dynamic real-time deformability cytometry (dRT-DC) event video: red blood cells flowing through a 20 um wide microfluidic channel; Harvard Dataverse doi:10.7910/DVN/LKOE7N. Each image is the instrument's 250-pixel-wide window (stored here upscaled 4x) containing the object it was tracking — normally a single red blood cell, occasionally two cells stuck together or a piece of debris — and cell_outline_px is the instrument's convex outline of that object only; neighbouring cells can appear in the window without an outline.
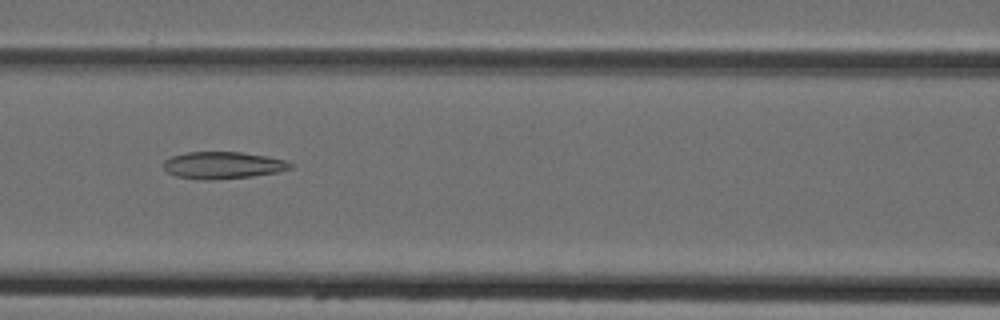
{"species": "Egyptian fruit bat (a non-hibernating species)", "species_latin": "Rousettus aegyptiacus", "temperature_condition": "cold", "stored_images_in_passage": 4, "camera_frame_rate_fps": 3000, "um_per_image_px": 0.085, "animal": {"sex": "female"}, "frame": {"image": 1, "passage_image": 3, "time_ms": 3.333, "image_size_px": [1000, 320], "cell_outline_px": [[292, 168], [280, 172], [252, 176], [208, 180], [176, 176], [168, 172], [164, 168], [164, 160], [172, 156], [188, 152], [240, 152], [268, 156], [284, 160], [292, 164]], "centroid_in_image_um": [18.97, 14.04], "position_along_channel_um": 147.6, "area_um2": 19.83}}
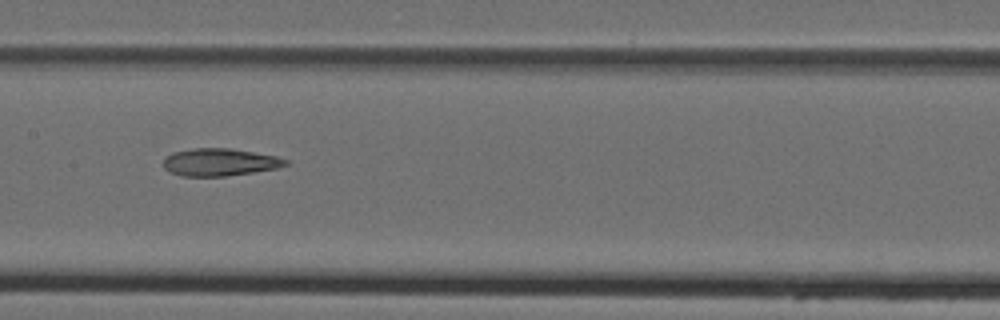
{"frame": {"image": 2, "passage_image": 4, "time_ms": 4.333, "image_size_px": [1000, 320], "cell_outline_px": [[288, 164], [276, 168], [252, 172], [224, 176], [180, 176], [164, 168], [164, 156], [172, 152], [192, 148], [232, 148], [276, 156], [288, 160]], "centroid_in_image_um": [18.64, 13.77], "position_along_channel_um": 188.8, "area_um2": 19.54}}